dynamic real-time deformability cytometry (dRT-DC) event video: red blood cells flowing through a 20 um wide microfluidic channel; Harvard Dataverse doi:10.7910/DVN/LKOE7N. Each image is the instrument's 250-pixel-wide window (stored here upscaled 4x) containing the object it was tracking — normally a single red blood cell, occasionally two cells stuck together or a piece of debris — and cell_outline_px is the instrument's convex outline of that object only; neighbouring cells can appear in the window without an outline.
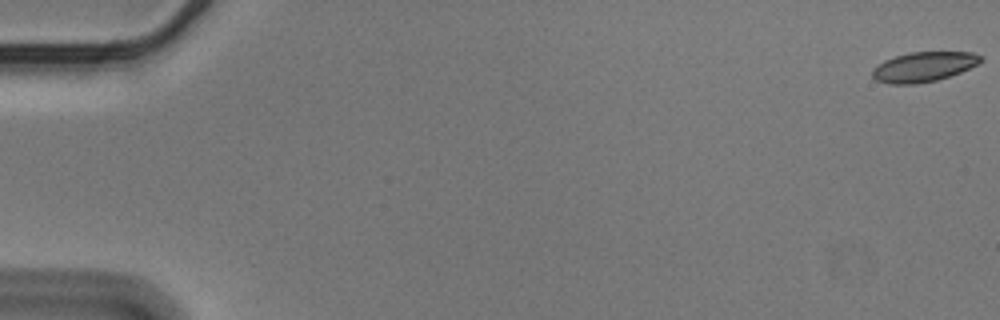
{"species": "Egyptian fruit bat (a non-hibernating species)", "species_latin": "Rousettus aegyptiacus", "temperature_condition": "cold", "stored_images_in_passage": 10, "camera_frame_rate_fps": 3000, "um_per_image_px": 0.085, "animal": {"sex": "male"}, "frame": {"image": 1, "passage_image": 1, "time_ms": 0.0, "image_size_px": [1000, 320], "cell_outline_px": [[984, 60], [960, 72], [936, 80], [916, 84], [888, 84], [876, 80], [872, 76], [872, 68], [876, 64], [884, 60], [908, 52], [972, 52], [984, 56]], "centroid_in_image_um": [78.48, 5.67], "position_along_channel_um": 6.5, "area_um2": 18.9}}